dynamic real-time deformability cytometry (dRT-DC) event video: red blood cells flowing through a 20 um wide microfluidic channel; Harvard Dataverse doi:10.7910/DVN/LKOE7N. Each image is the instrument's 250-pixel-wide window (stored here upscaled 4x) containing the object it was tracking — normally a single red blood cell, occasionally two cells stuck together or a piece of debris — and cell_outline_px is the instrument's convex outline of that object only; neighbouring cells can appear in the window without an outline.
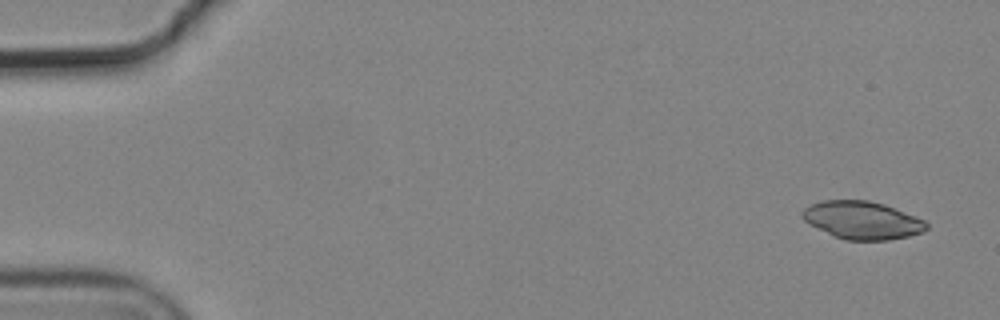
{"species": "common noctule bat (a hibernating species)", "species_latin": "Nyctalus noctula", "temperature_condition": "cold", "stored_images_in_passage": 7, "camera_frame_rate_fps": 3000, "um_per_image_px": 0.085, "animal": {"sex": "male", "body_mass_g": 19.2, "forearm_length_mm": 51.8}, "frame": {"image": 1, "passage_image": 1, "time_ms": 0.0, "image_size_px": [1000, 320], "cell_outline_px": [[928, 228], [924, 232], [908, 236], [888, 240], [844, 240], [808, 224], [800, 216], [800, 212], [804, 208], [812, 204], [824, 200], [868, 200], [884, 204], [924, 220], [928, 224]], "centroid_in_image_um": [73.27, 18.72], "position_along_channel_um": 11.7, "area_um2": 27.34}}
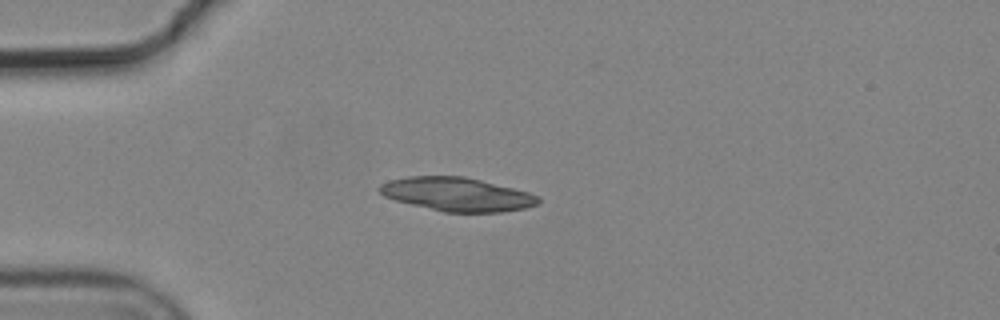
{"frame": {"image": 2, "passage_image": 4, "time_ms": 1.0, "image_size_px": [1000, 320], "cell_outline_px": [[540, 200], [536, 204], [524, 208], [500, 212], [444, 212], [396, 200], [384, 196], [376, 188], [380, 184], [388, 180], [408, 176], [464, 176], [528, 192], [540, 196]], "centroid_in_image_um": [38.81, 16.51], "position_along_channel_um": 46.2, "area_um2": 30.87}}